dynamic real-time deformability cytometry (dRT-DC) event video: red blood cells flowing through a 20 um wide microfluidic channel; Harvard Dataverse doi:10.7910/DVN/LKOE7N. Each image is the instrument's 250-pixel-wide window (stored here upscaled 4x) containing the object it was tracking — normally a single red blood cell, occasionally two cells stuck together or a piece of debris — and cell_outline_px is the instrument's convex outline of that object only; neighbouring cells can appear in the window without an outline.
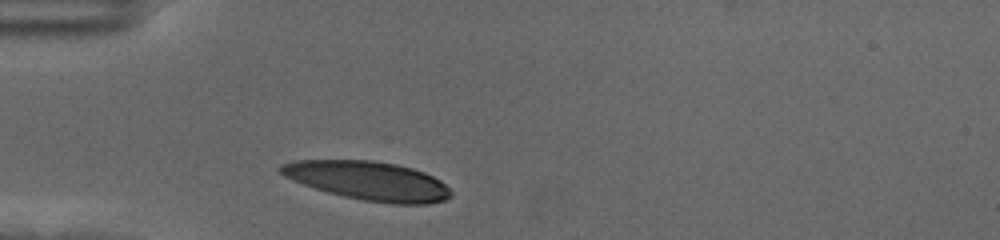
{"species": "human", "species_latin": "Homo sapiens", "temperature_condition": "cold", "stored_images_in_passage": 31, "camera_frame_rate_fps": 3000, "um_per_image_px": 0.085, "donor": {"sex": "female"}, "frame": {"image": 1, "passage_image": 1, "time_ms": 0.0, "image_size_px": [1000, 240], "cell_outline_px": [[452, 196], [444, 200], [428, 204], [392, 204], [364, 200], [344, 196], [328, 192], [292, 180], [284, 176], [276, 168], [280, 164], [296, 160], [372, 160], [396, 164], [412, 168], [424, 172], [440, 180], [452, 192]], "centroid_in_image_um": [31.3, 15.36], "position_along_channel_um": 53.7, "area_um2": 38.49}}
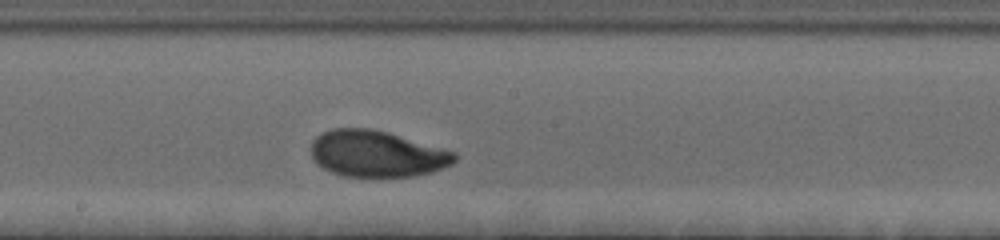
{"frame": {"image": 2, "passage_image": 16, "time_ms": 5.0, "image_size_px": [1000, 240], "cell_outline_px": [[456, 160], [452, 164], [432, 172], [416, 176], [344, 176], [332, 172], [316, 164], [312, 156], [312, 140], [316, 136], [332, 128], [368, 128], [388, 132], [456, 152]], "centroid_in_image_um": [32.03, 13.07], "position_along_channel_um": 216.2, "area_um2": 38.67}}
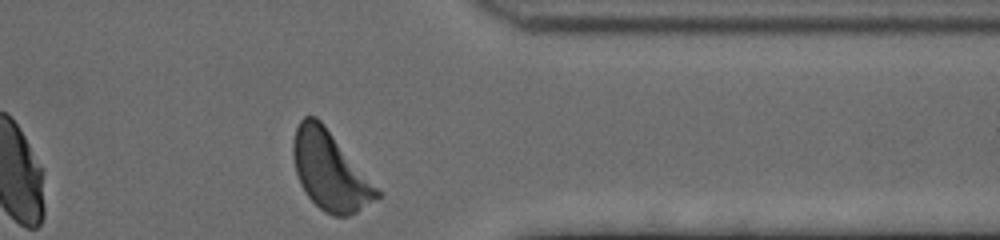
{"frame": {"image": 3, "passage_image": 31, "time_ms": 10.0, "image_size_px": [1000, 240], "cell_outline_px": [[380, 196], [356, 212], [348, 216], [332, 216], [324, 212], [308, 196], [300, 184], [296, 172], [292, 156], [292, 140], [296, 128], [300, 120], [304, 116], [316, 116], [324, 124], [380, 192]], "centroid_in_image_um": [27.99, 14.5], "position_along_channel_um": 383.4, "area_um2": 37.74}, "authors_computed_cell_mechanics": {"area_um2": 38.4948, "velocity_mm_per_s": 3.4922, "shape_relaxation_time_tau1_ms": 3.314, "shape_relaxation_time_tau2_ms": 3.057, "deformation_change_tau1": 0.1654, "deformation_change_tau2": 0.0736}}